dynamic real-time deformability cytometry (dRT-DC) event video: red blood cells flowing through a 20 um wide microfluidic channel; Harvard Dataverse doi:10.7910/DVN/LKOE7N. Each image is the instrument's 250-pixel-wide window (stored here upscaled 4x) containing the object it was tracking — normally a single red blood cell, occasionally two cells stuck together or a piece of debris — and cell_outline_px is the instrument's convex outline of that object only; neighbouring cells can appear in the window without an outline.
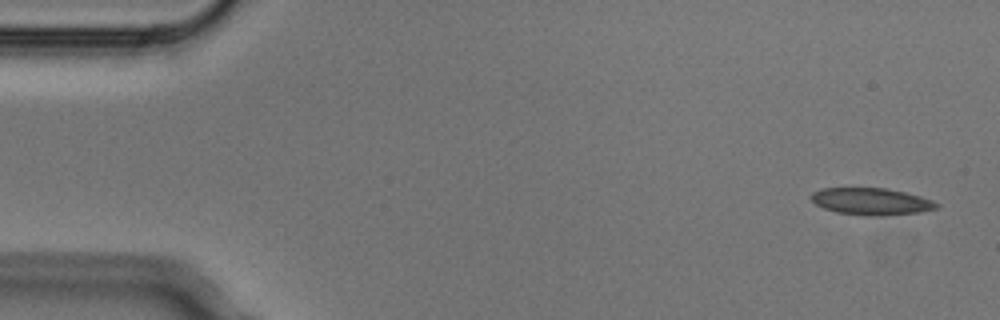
{"species": "Egyptian fruit bat (a non-hibernating species)", "species_latin": "Rousettus aegyptiacus", "temperature_condition": "cold", "stored_images_in_passage": 8, "camera_frame_rate_fps": 3000, "um_per_image_px": 0.085, "animal": {"sex": "male"}, "frame": {"image": 1, "passage_image": 1, "time_ms": 0.0, "image_size_px": [1000, 320], "cell_outline_px": [[940, 204], [936, 208], [920, 212], [880, 216], [864, 216], [836, 212], [824, 208], [816, 204], [812, 200], [812, 192], [820, 188], [884, 188], [904, 192], [920, 196], [932, 200]], "centroid_in_image_um": [74.05, 17.13], "position_along_channel_um": 11.0, "area_um2": 19.65}}
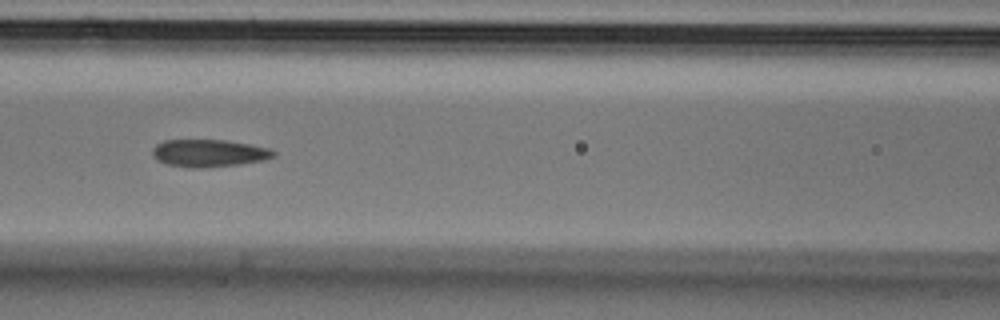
{"frame": {"image": 2, "passage_image": 6, "time_ms": 1.667, "image_size_px": [1000, 320], "cell_outline_px": [[276, 156], [264, 160], [240, 164], [204, 168], [188, 168], [164, 164], [156, 160], [152, 156], [152, 148], [156, 144], [164, 140], [224, 140], [252, 144], [268, 148], [276, 152]], "centroid_in_image_um": [17.73, 13.02], "position_along_channel_um": 148.9, "area_um2": 19.71}}
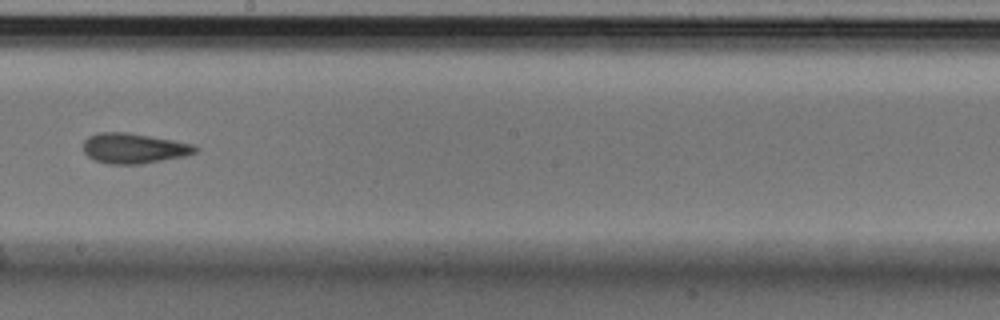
{"frame": {"image": 3, "passage_image": 8, "time_ms": 2.333, "image_size_px": [1000, 320], "cell_outline_px": [[200, 148], [196, 152], [184, 156], [140, 164], [108, 164], [96, 160], [88, 156], [84, 152], [84, 140], [88, 136], [96, 132], [128, 132], [172, 140], [192, 144]], "centroid_in_image_um": [11.36, 12.6], "position_along_channel_um": 236.8, "area_um2": 19.65}}